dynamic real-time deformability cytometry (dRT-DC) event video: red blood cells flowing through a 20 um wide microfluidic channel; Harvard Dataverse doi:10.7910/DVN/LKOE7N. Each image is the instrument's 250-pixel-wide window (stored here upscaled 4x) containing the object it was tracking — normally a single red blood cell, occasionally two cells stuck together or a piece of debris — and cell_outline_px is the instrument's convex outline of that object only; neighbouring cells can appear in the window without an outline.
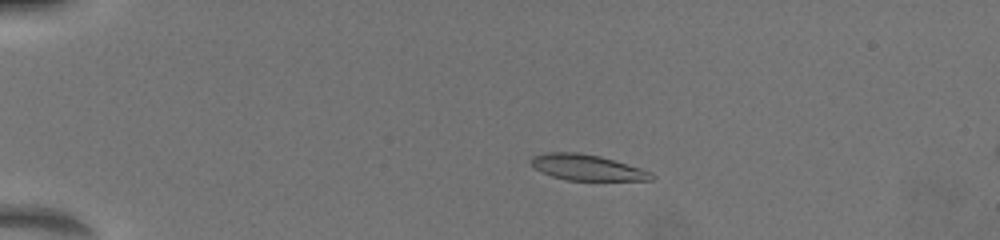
{"species": "common noctule bat (a hibernating species)", "species_latin": "Nyctalus noctula", "temperature_condition": "warm", "stored_images_in_passage": 12, "camera_frame_rate_fps": 3000, "um_per_image_px": 0.085, "animal": {"sex": "female", "body_mass_g": 19.5, "forearm_length_mm": 54.1}, "frame": {"image": 1, "passage_image": 6, "time_ms": 2.0, "image_size_px": [1000, 240], "cell_outline_px": [[656, 176], [652, 180], [568, 180], [552, 176], [536, 168], [532, 164], [532, 156], [544, 152], [576, 152], [600, 156], [640, 168], [652, 172]], "centroid_in_image_um": [49.92, 14.23], "position_along_channel_um": 35.1, "area_um2": 17.86}}